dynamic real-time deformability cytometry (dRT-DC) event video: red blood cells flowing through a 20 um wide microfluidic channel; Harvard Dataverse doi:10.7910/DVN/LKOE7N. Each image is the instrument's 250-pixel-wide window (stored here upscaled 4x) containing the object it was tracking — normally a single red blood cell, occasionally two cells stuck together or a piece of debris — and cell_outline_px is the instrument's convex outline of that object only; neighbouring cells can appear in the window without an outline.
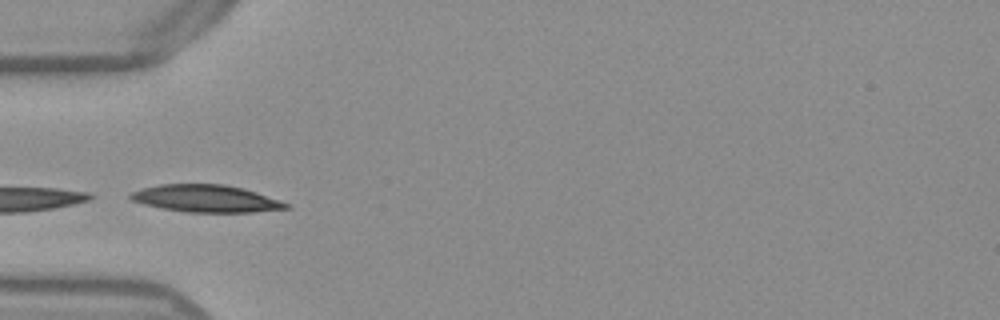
{"species": "Egyptian fruit bat (a non-hibernating species)", "species_latin": "Rousettus aegyptiacus", "temperature_condition": "warm", "stored_images_in_passage": 24, "camera_frame_rate_fps": 3000, "um_per_image_px": 0.085, "frame": {"image": 1, "passage_image": 1, "time_ms": 0.0, "image_size_px": [1000, 320], "cell_outline_px": [[292, 208], [252, 212], [188, 212], [164, 208], [144, 204], [132, 200], [128, 196], [132, 192], [140, 188], [160, 184], [224, 184], [244, 188], [292, 204]], "centroid_in_image_um": [17.55, 16.87], "position_along_channel_um": 67.4, "area_um2": 24.74}}
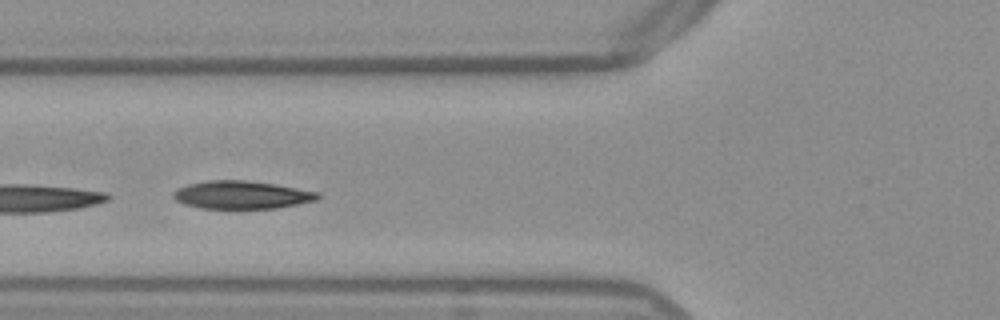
{"frame": {"image": 2, "passage_image": 4, "time_ms": 1.0, "image_size_px": [1000, 320], "cell_outline_px": [[320, 196], [316, 200], [276, 208], [200, 208], [184, 204], [176, 200], [172, 196], [172, 192], [188, 184], [208, 180], [244, 180], [276, 184], [320, 192]], "centroid_in_image_um": [20.54, 16.56], "position_along_channel_um": 105.3, "area_um2": 23.41}}